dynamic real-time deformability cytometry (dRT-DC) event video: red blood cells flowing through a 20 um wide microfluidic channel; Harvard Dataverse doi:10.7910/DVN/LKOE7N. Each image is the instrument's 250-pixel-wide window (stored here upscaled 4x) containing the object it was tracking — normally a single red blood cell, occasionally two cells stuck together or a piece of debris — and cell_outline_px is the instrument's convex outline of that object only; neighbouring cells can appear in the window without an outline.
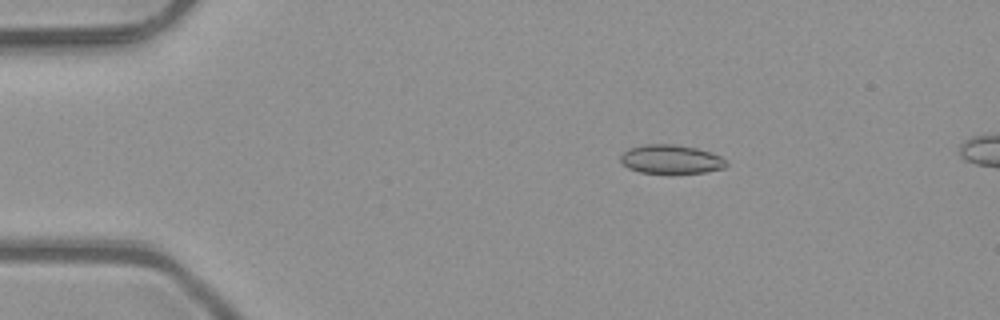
{"species": "common noctule bat (a hibernating species)", "species_latin": "Nyctalus noctula", "temperature_condition": "room temperature", "stored_images_in_passage": 43, "camera_frame_rate_fps": 3000, "um_per_image_px": 0.085, "animal": {"sex": "male", "body_mass_g": 23.1, "forearm_length_mm": 52.7}, "frame": {"image": 1, "passage_image": 1, "time_ms": 0.0, "image_size_px": [1000, 320], "cell_outline_px": [[728, 164], [724, 168], [704, 172], [640, 172], [628, 168], [620, 160], [620, 156], [628, 148], [644, 144], [676, 144], [696, 148], [712, 152], [728, 160]], "centroid_in_image_um": [57.05, 13.51], "position_along_channel_um": 27.9, "area_um2": 17.69}}
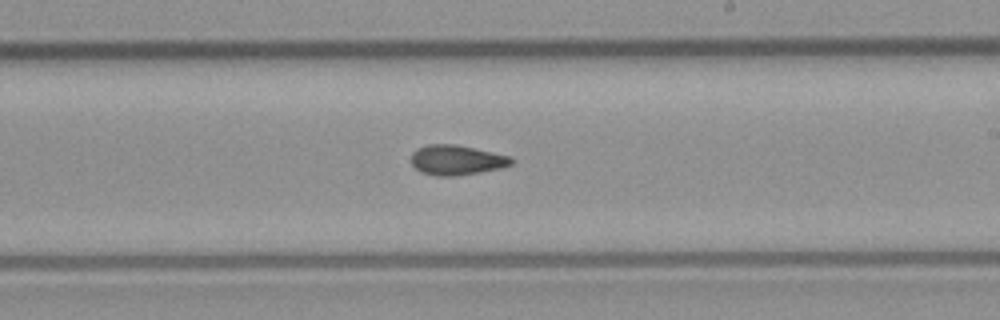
{"frame": {"image": 2, "passage_image": 22, "time_ms": 7.0, "image_size_px": [1000, 320], "cell_outline_px": [[512, 164], [500, 168], [480, 172], [456, 176], [436, 176], [420, 172], [412, 164], [412, 152], [416, 148], [428, 144], [456, 144], [512, 156]], "centroid_in_image_um": [38.8, 13.6], "position_along_channel_um": 250.2, "area_um2": 17.57}}
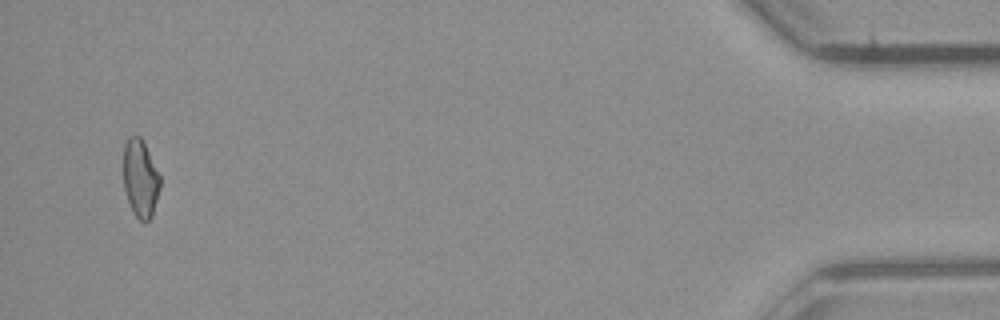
{"frame": {"image": 3, "passage_image": 41, "time_ms": 13.333, "image_size_px": [1000, 320], "cell_outline_px": [[160, 188], [152, 216], [148, 220], [140, 220], [132, 212], [124, 188], [124, 144], [128, 136], [140, 136], [160, 176]], "centroid_in_image_um": [11.92, 15.17], "position_along_channel_um": 423.3, "area_um2": 16.36}, "authors_computed_cell_mechanics": {"area_um2": 17.2244, "velocity_mm_per_s": 4.0939, "shape_relaxation_time_tau1_ms": null, "shape_relaxation_time_tau2_ms": 2.7857, "deformation_change_tau1": null, "deformation_change_tau2": 0.0792}}